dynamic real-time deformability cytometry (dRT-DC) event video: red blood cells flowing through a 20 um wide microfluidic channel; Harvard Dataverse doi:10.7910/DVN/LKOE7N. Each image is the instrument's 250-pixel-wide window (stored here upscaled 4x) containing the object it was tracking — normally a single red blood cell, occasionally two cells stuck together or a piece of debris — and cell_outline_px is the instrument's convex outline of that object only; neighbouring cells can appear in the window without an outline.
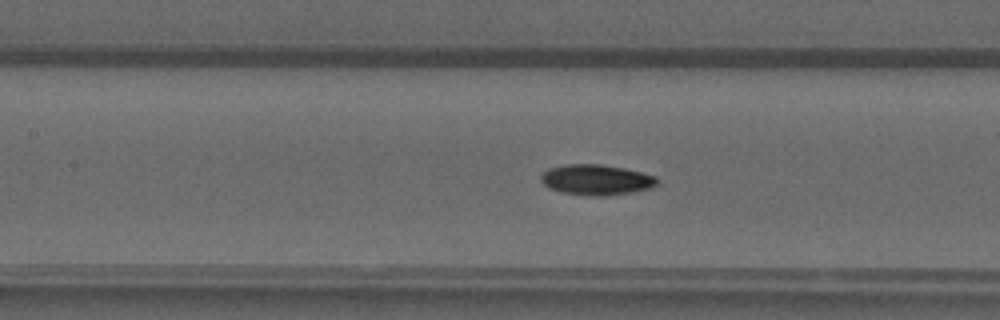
{"species": "common noctule bat (a hibernating species)", "species_latin": "Nyctalus noctula", "temperature_condition": "warm", "stored_images_in_passage": 38, "camera_frame_rate_fps": 3000, "um_per_image_px": 0.085, "animal": {"sex": "male", "forearm_length_mm": 52.5}, "frame": {"image": 1, "passage_image": 11, "time_ms": 3.333, "image_size_px": [1000, 320], "cell_outline_px": [[656, 184], [652, 188], [632, 192], [600, 196], [592, 196], [560, 192], [548, 188], [540, 180], [540, 176], [548, 168], [568, 164], [600, 164], [624, 168], [656, 176]], "centroid_in_image_um": [50.65, 15.28], "position_along_channel_um": 156.7, "area_um2": 20.58}}
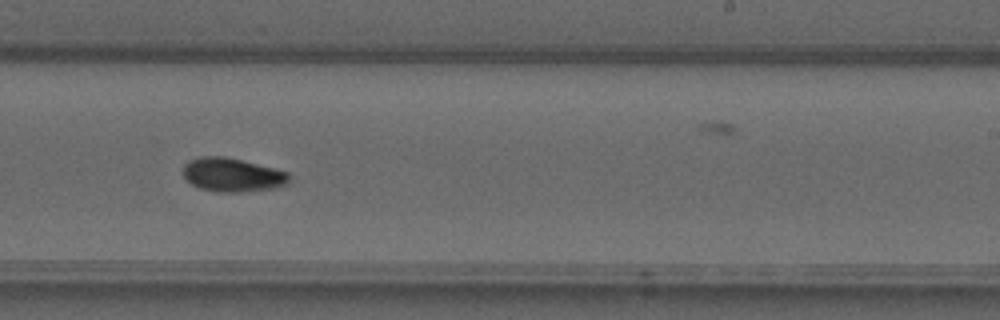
{"frame": {"image": 2, "passage_image": 19, "time_ms": 6.0, "image_size_px": [1000, 320], "cell_outline_px": [[288, 184], [276, 188], [240, 192], [216, 192], [200, 188], [192, 184], [184, 176], [184, 164], [188, 160], [200, 156], [224, 156], [288, 172]], "centroid_in_image_um": [19.73, 14.87], "position_along_channel_um": 269.3, "area_um2": 20.69}}
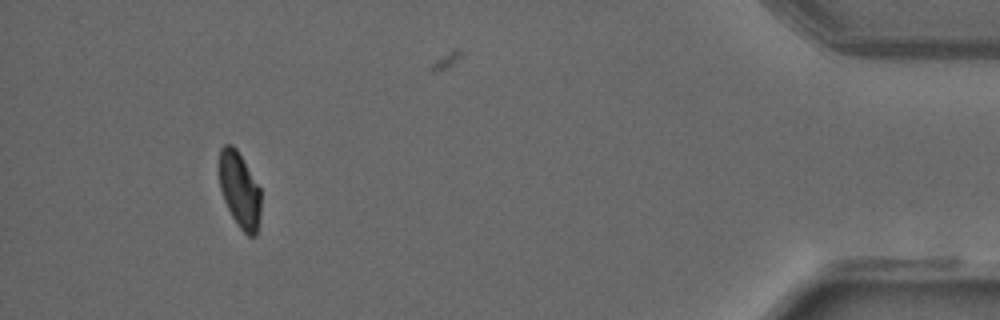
{"frame": {"image": 3, "passage_image": 34, "time_ms": 11.0, "image_size_px": [1000, 320], "cell_outline_px": [[260, 216], [256, 236], [248, 236], [240, 228], [232, 216], [224, 200], [220, 188], [220, 148], [224, 144], [232, 144], [236, 148], [260, 188]], "centroid_in_image_um": [20.37, 16.16], "position_along_channel_um": 414.8, "area_um2": 18.15}}